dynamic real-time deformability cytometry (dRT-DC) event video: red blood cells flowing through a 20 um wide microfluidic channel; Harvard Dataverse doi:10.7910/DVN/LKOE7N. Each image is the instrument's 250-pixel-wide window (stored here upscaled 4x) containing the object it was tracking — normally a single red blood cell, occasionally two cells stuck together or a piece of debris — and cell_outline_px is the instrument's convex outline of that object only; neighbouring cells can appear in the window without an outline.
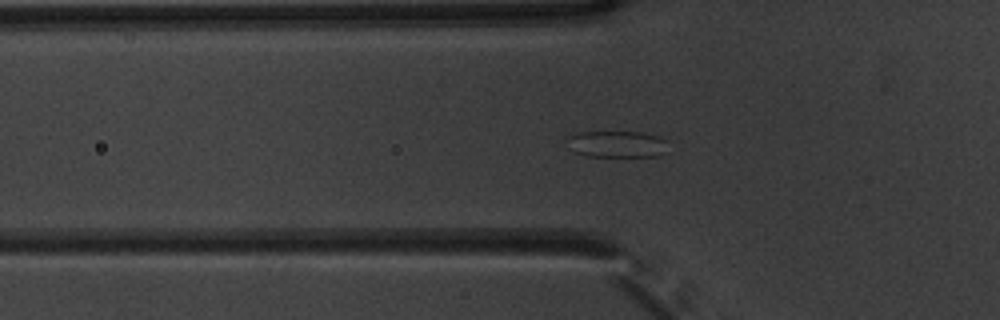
{"species": "common noctule bat (a hibernating species)", "species_latin": "Nyctalus noctula", "temperature_condition": "warm", "stored_images_in_passage": 49, "camera_frame_rate_fps": 3000, "um_per_image_px": 0.085, "animal": {"sex": "male", "body_mass_g": 20.1, "forearm_length_mm": 53.5}, "frame": {"image": 1, "passage_image": 13, "time_ms": 4.0, "image_size_px": [1000, 320], "cell_outline_px": [[668, 140], [664, 152], [660, 156], [588, 156], [576, 152], [568, 136], [572, 132], [640, 132], [660, 136]], "centroid_in_image_um": [52.52, 12.23], "position_along_channel_um": 73.3, "area_um2": 15.43}}
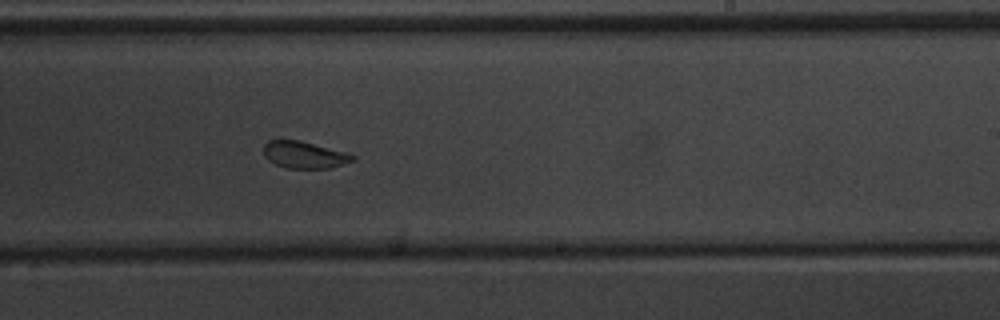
{"frame": {"image": 2, "passage_image": 28, "time_ms": 9.0, "image_size_px": [1000, 320], "cell_outline_px": [[356, 160], [332, 168], [288, 168], [276, 164], [268, 160], [264, 156], [264, 144], [268, 140], [300, 140], [344, 152], [356, 156]], "centroid_in_image_um": [25.87, 13.16], "position_along_channel_um": 263.1, "area_um2": 13.93}}
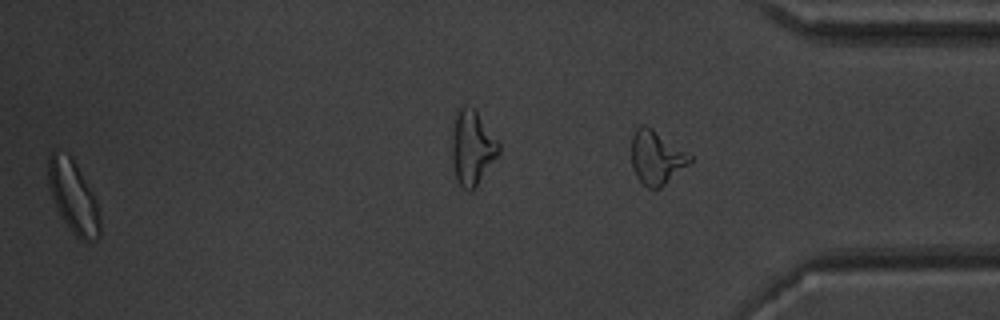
{"frame": {"image": 3, "passage_image": 48, "time_ms": 15.667, "image_size_px": [1000, 320], "cell_outline_px": [[100, 236], [96, 240], [88, 244], [80, 240], [68, 228], [52, 196], [48, 184], [48, 156], [52, 152], [68, 152], [76, 164], [96, 200], [100, 220]], "centroid_in_image_um": [6.24, 16.76], "position_along_channel_um": 429.0, "area_um2": 21.62}, "authors_computed_cell_mechanics": {"area_um2": 15.895, "velocity_mm_per_s": 3.7848, "shape_relaxation_time_tau1_ms": 3.3965, "shape_relaxation_time_tau2_ms": 1.0052, "deformation_change_tau1": 0.0783, "deformation_change_tau2": 0.0588}}